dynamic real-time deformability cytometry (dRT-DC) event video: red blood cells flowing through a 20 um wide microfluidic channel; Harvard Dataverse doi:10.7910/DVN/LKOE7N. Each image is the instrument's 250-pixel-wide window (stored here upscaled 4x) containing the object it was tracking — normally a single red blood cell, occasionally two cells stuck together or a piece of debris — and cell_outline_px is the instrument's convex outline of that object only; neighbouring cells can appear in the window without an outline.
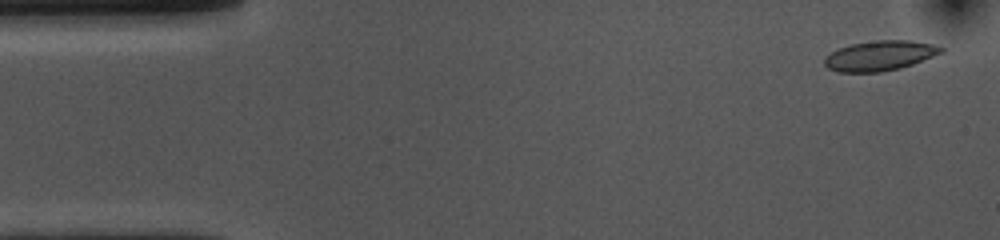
{"species": "common noctule bat (a hibernating species)", "species_latin": "Nyctalus noctula", "temperature_condition": "cold", "stored_images_in_passage": 53, "camera_frame_rate_fps": 3000, "um_per_image_px": 0.085, "animal": {"sex": "female", "body_mass_g": 10.0, "forearm_length_mm": 53.1}, "frame": {"image": 1, "passage_image": 2, "time_ms": 0.333, "image_size_px": [1000, 240], "cell_outline_px": [[944, 52], [912, 64], [900, 68], [880, 72], [836, 72], [828, 68], [824, 64], [824, 56], [840, 48], [852, 44], [876, 40], [908, 40], [932, 44], [944, 48]], "centroid_in_image_um": [74.77, 4.74], "position_along_channel_um": 10.2, "area_um2": 20.29}}
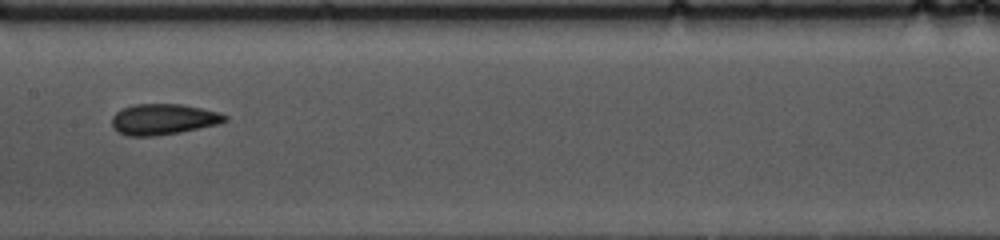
{"frame": {"image": 2, "passage_image": 25, "time_ms": 8.0, "image_size_px": [1000, 240], "cell_outline_px": [[228, 120], [220, 124], [180, 132], [156, 136], [128, 136], [116, 132], [112, 128], [112, 116], [116, 112], [124, 108], [136, 104], [184, 104], [220, 112], [228, 116]], "centroid_in_image_um": [13.9, 10.14], "position_along_channel_um": 193.5, "area_um2": 20.58}}
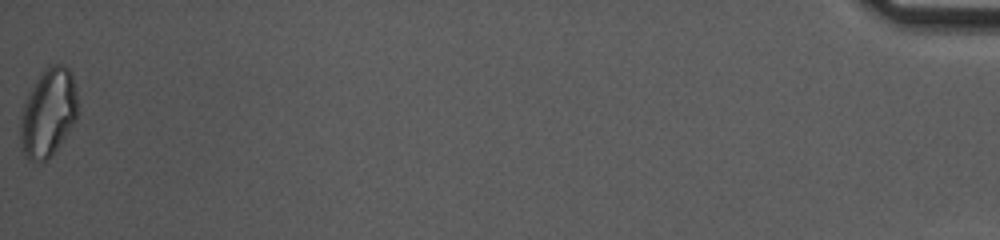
{"frame": {"image": 3, "passage_image": 53, "time_ms": 17.333, "image_size_px": [1000, 240], "cell_outline_px": [[80, 112], [76, 120], [56, 148], [44, 160], [28, 160], [24, 156], [20, 148], [20, 116], [28, 92], [40, 72], [48, 64], [64, 64], [72, 72], [76, 88]], "centroid_in_image_um": [4.1, 9.51], "position_along_channel_um": 431.1, "area_um2": 29.94}, "authors_computed_cell_mechanics": {"area_um2": 20.2878, "velocity_mm_per_s": 3.6803, "shape_relaxation_time_tau1_ms": 4.6376, "shape_relaxation_time_tau2_ms": 2.2008, "deformation_change_tau1": 0.1419, "deformation_change_tau2": 0.0924}}